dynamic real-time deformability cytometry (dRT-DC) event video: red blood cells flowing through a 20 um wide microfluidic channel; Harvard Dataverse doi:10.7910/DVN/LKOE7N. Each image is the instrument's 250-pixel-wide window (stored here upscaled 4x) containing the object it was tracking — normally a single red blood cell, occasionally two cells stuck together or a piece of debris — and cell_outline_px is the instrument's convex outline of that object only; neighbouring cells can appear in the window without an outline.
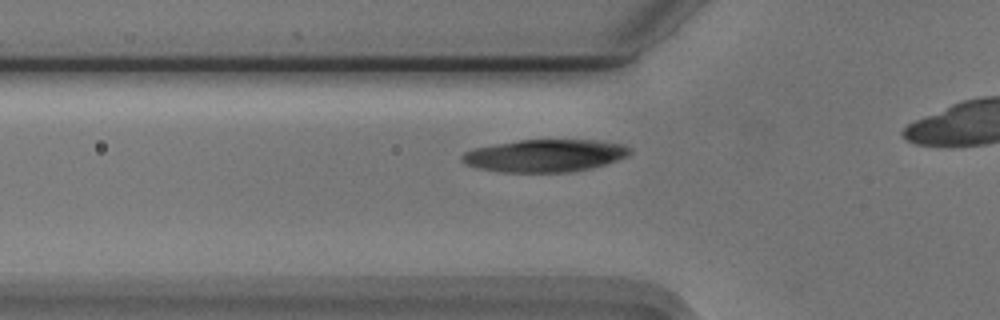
{"species": "Egyptian fruit bat (a non-hibernating species)", "species_latin": "Rousettus aegyptiacus", "temperature_condition": "cold", "stored_images_in_passage": 31, "camera_frame_rate_fps": 3000, "um_per_image_px": 0.085, "animal": {"sex": "male"}, "frame": {"image": 1, "passage_image": 5, "time_ms": 1.333, "image_size_px": [1000, 320], "cell_outline_px": [[632, 152], [628, 156], [592, 168], [572, 172], [504, 172], [480, 168], [468, 164], [460, 160], [460, 156], [464, 152], [476, 148], [496, 144], [520, 140], [600, 140], [624, 144], [632, 148]], "centroid_in_image_um": [46.38, 13.22], "position_along_channel_um": 79.4, "area_um2": 31.73}}
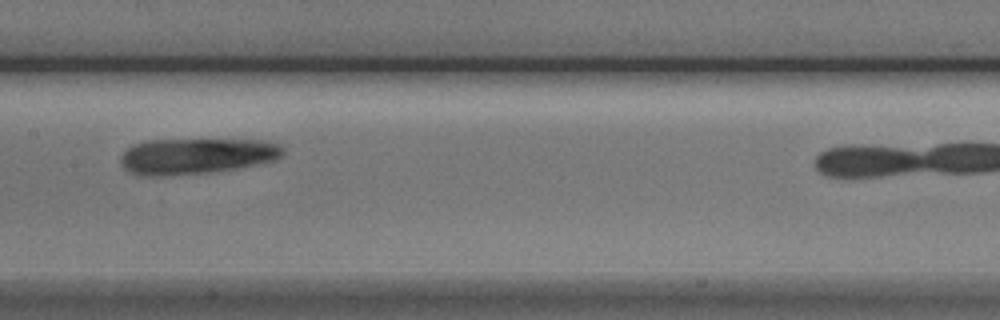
{"frame": {"image": 2, "passage_image": 14, "time_ms": 4.333, "image_size_px": [1000, 320], "cell_outline_px": [[284, 152], [276, 160], [240, 168], [212, 172], [152, 176], [132, 172], [124, 168], [120, 160], [120, 156], [132, 144], [148, 140], [264, 140], [280, 144], [284, 148]], "centroid_in_image_um": [16.74, 13.25], "position_along_channel_um": 190.7, "area_um2": 33.81}}
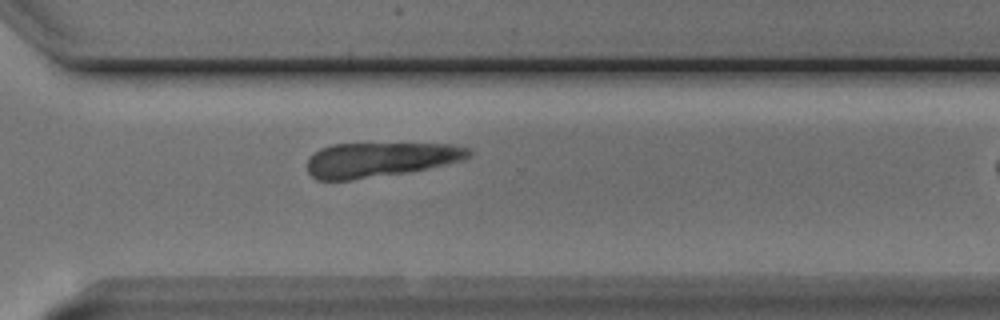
{"frame": {"image": 3, "passage_image": 26, "time_ms": 8.333, "image_size_px": [1000, 320], "cell_outline_px": [[472, 156], [460, 160], [408, 172], [352, 180], [316, 180], [308, 172], [308, 160], [320, 148], [332, 144], [452, 144], [472, 148]], "centroid_in_image_um": [32.31, 13.56], "position_along_channel_um": 338.3, "area_um2": 32.31}}